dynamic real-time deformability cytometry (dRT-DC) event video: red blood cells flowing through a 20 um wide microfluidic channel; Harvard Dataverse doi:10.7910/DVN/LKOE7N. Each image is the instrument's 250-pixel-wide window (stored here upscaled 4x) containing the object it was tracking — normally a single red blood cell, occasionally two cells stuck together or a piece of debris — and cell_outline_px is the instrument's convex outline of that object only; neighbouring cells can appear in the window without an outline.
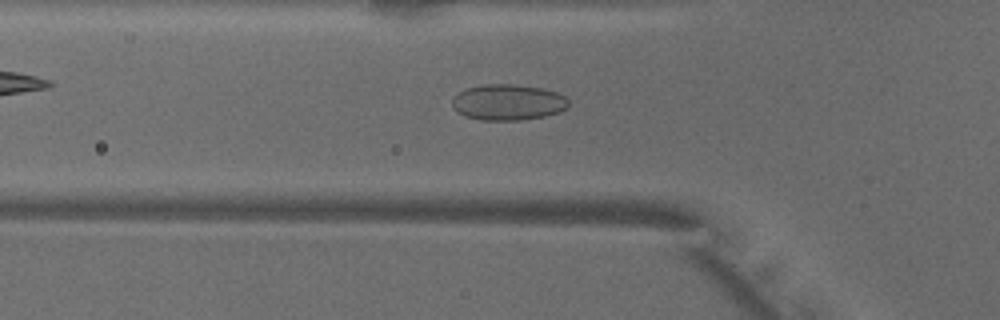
{"species": "common noctule bat (a hibernating species)", "species_latin": "Nyctalus noctula", "temperature_condition": "warm", "stored_images_in_passage": 41, "camera_frame_rate_fps": 3000, "um_per_image_px": 0.085, "animal": {"sex": "male", "body_mass_g": 18.8}, "frame": {"image": 1, "passage_image": 8, "time_ms": 2.333, "image_size_px": [1000, 320], "cell_outline_px": [[568, 108], [560, 112], [544, 116], [520, 120], [480, 120], [464, 116], [456, 112], [452, 108], [452, 96], [468, 88], [484, 84], [512, 84], [540, 88], [556, 92], [564, 96], [568, 100]], "centroid_in_image_um": [43.15, 8.7], "position_along_channel_um": 82.7, "area_um2": 24.45}}
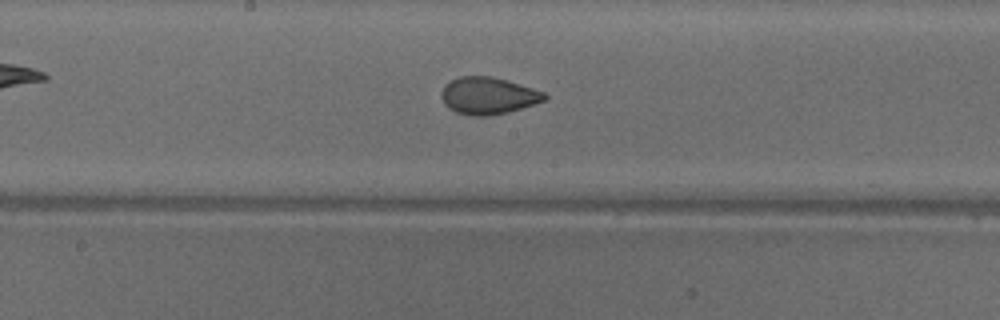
{"frame": {"image": 2, "passage_image": 17, "time_ms": 5.333, "image_size_px": [1000, 320], "cell_outline_px": [[548, 96], [544, 100], [508, 112], [488, 116], [468, 116], [456, 112], [448, 108], [444, 104], [440, 96], [440, 92], [444, 84], [460, 76], [492, 76], [508, 80], [544, 92]], "centroid_in_image_um": [41.43, 8.13], "position_along_channel_um": 206.8, "area_um2": 22.37}}
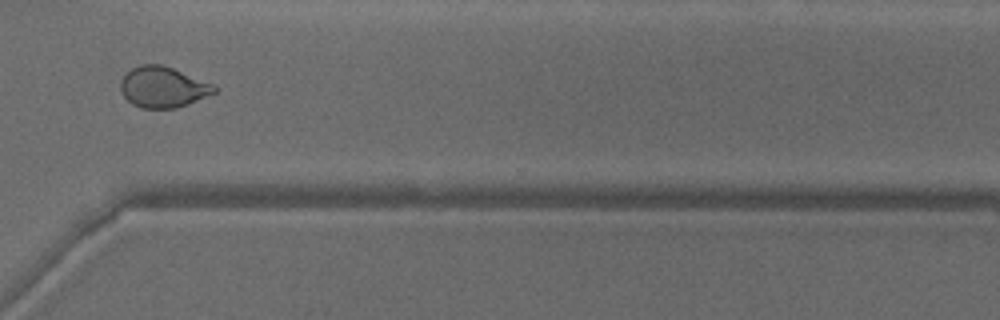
{"frame": {"image": 3, "passage_image": 28, "time_ms": 9.0, "image_size_px": [1000, 320], "cell_outline_px": [[216, 92], [188, 104], [176, 108], [140, 108], [132, 104], [124, 96], [120, 88], [120, 80], [132, 68], [140, 64], [164, 64], [216, 84]], "centroid_in_image_um": [13.88, 7.39], "position_along_channel_um": 356.7, "area_um2": 22.54}, "authors_computed_cell_mechanics": {"area_um2": 22.7732, "velocity_mm_per_s": 4.0989, "shape_relaxation_time_tau1_ms": null, "shape_relaxation_time_tau2_ms": 1.0213, "deformation_change_tau1": null, "deformation_change_tau2": 0.0605}}